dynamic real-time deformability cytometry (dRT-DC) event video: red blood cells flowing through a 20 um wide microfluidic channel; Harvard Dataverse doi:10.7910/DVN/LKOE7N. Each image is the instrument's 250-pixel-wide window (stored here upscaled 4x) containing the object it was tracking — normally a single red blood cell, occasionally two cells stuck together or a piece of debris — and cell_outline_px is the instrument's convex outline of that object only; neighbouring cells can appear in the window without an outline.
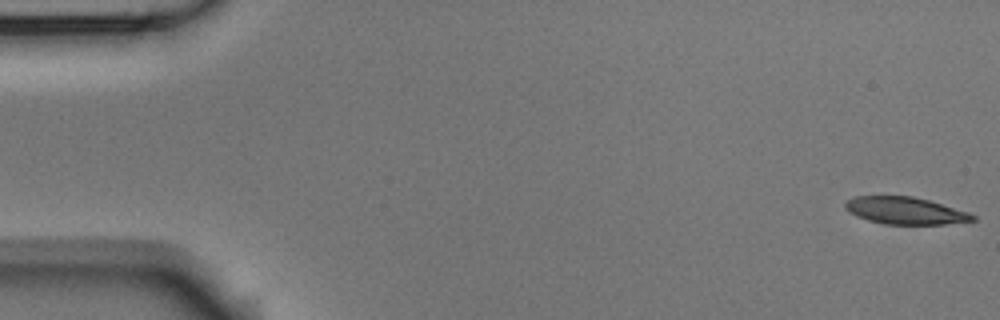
{"species": "Egyptian fruit bat (a non-hibernating species)", "species_latin": "Rousettus aegyptiacus", "temperature_condition": "room temperature", "stored_images_in_passage": 4, "camera_frame_rate_fps": 3000, "um_per_image_px": 0.085, "animal": {"sex": "male"}, "frame": {"image": 1, "passage_image": 1, "time_ms": 0.0, "image_size_px": [1000, 320], "cell_outline_px": [[976, 220], [944, 224], [884, 224], [868, 220], [856, 216], [848, 212], [844, 208], [844, 204], [852, 196], [912, 196], [928, 200], [968, 212], [976, 216]], "centroid_in_image_um": [76.9, 17.9], "position_along_channel_um": 8.1, "area_um2": 20.11}}
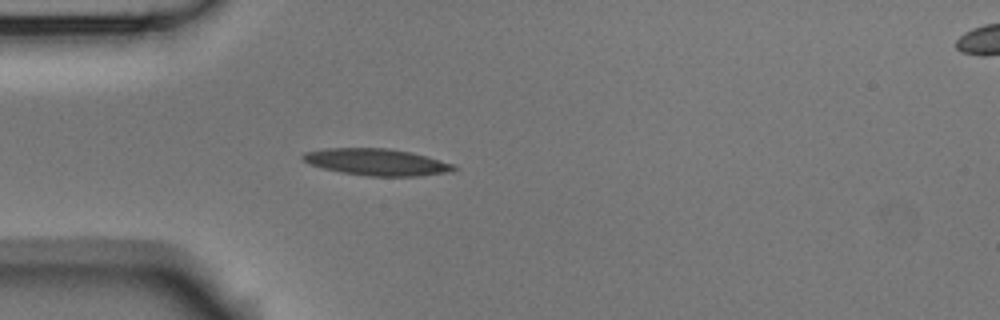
{"frame": {"image": 2, "passage_image": 4, "time_ms": 1.0, "image_size_px": [1000, 320], "cell_outline_px": [[456, 168], [452, 172], [420, 176], [368, 176], [340, 172], [308, 164], [300, 156], [304, 152], [324, 148], [388, 148], [412, 152], [428, 156], [456, 164]], "centroid_in_image_um": [32.05, 13.77], "position_along_channel_um": 53.0, "area_um2": 23.81}}